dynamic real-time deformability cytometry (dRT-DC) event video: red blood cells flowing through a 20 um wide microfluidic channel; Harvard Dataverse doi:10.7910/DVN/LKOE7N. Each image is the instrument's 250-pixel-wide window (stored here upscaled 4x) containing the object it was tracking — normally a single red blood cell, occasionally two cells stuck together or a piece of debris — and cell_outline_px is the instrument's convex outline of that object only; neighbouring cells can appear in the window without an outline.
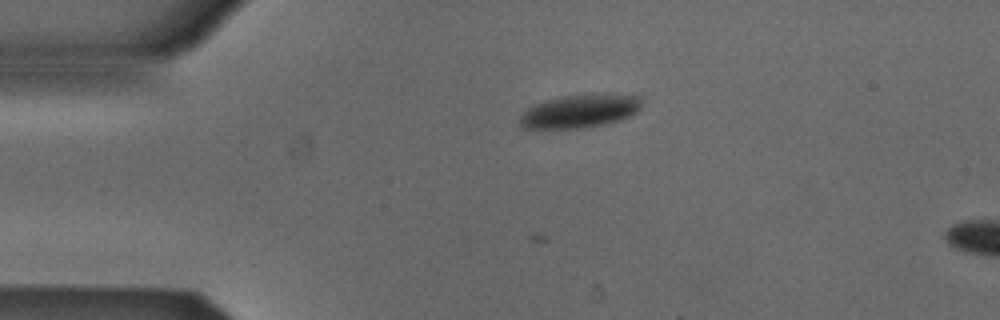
{"species": "Egyptian fruit bat (a non-hibernating species)", "species_latin": "Rousettus aegyptiacus", "temperature_condition": "cold", "stored_images_in_passage": 10, "camera_frame_rate_fps": 3000, "um_per_image_px": 0.085, "animal": {"sex": "male"}, "frame": {"image": 1, "passage_image": 6, "time_ms": 1.667, "image_size_px": [1000, 320], "cell_outline_px": [[640, 108], [636, 112], [620, 120], [604, 124], [580, 128], [520, 128], [520, 116], [532, 104], [544, 100], [560, 96], [592, 92], [612, 92], [640, 96]], "centroid_in_image_um": [49.3, 9.39], "position_along_channel_um": 35.7, "area_um2": 24.28}}